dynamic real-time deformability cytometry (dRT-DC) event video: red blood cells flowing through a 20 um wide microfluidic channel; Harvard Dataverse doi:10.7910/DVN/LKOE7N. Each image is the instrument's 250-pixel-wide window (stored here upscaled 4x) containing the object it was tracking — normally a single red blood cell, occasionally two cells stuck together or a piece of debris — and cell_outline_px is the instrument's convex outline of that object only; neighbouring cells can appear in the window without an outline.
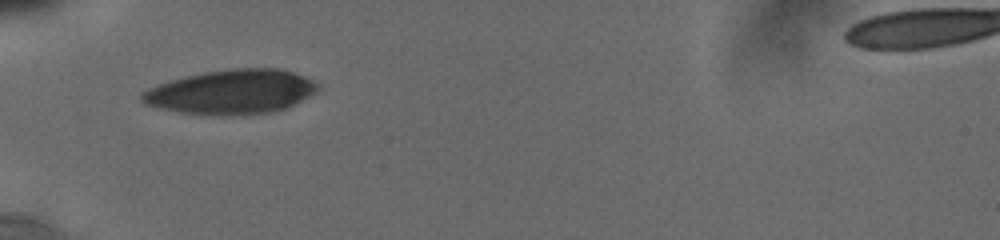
{"species": "human", "species_latin": "Homo sapiens", "temperature_condition": "cold", "stored_images_in_passage": 4, "camera_frame_rate_fps": 3000, "um_per_image_px": 0.085, "donor": {"sex": "male"}, "frame": {"image": 1, "passage_image": 1, "time_ms": 0.0, "image_size_px": [1000, 240], "cell_outline_px": [[320, 88], [316, 92], [288, 108], [272, 112], [240, 116], [220, 116], [180, 112], [160, 108], [144, 104], [140, 100], [140, 92], [148, 88], [184, 76], [204, 72], [232, 68], [280, 68], [304, 76], [320, 84]], "centroid_in_image_um": [19.69, 7.82], "position_along_channel_um": 65.3, "area_um2": 46.01}}
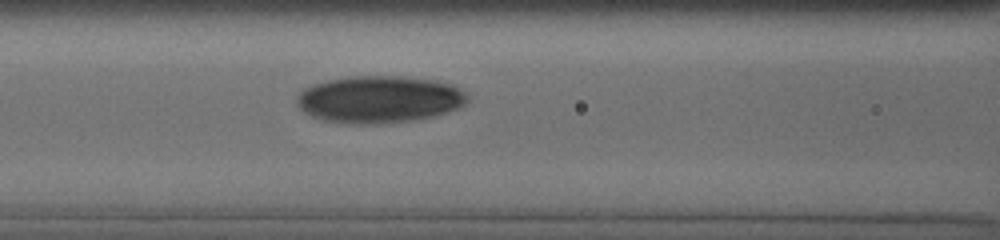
{"frame": {"image": 2, "passage_image": 4, "time_ms": 2.0, "image_size_px": [1000, 240], "cell_outline_px": [[468, 100], [460, 108], [432, 116], [412, 120], [376, 124], [348, 124], [324, 120], [312, 116], [304, 112], [296, 104], [296, 96], [304, 88], [312, 84], [328, 80], [348, 76], [400, 76], [436, 80], [452, 84], [464, 92], [468, 96]], "centroid_in_image_um": [32.21, 8.44], "position_along_channel_um": 134.4, "area_um2": 47.05}}